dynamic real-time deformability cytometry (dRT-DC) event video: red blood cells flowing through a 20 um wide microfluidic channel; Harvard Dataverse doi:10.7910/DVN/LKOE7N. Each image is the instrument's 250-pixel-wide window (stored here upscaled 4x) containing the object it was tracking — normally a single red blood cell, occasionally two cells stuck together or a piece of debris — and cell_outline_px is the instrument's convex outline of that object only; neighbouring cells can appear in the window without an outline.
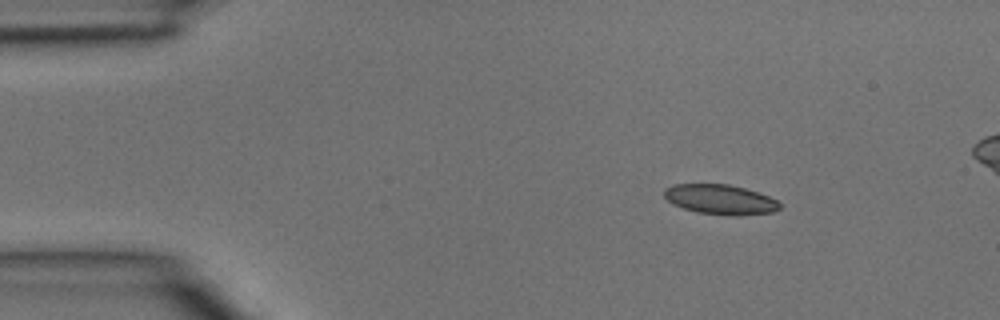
{"species": "common noctule bat (a hibernating species)", "species_latin": "Nyctalus noctula", "temperature_condition": "room temperature", "stored_images_in_passage": 4, "camera_frame_rate_fps": 3000, "um_per_image_px": 0.085, "animal": {"sex": "male", "body_mass_g": 15.6}, "frame": {"image": 1, "passage_image": 1, "time_ms": 0.0, "image_size_px": [1000, 320], "cell_outline_px": [[780, 208], [772, 212], [736, 216], [732, 216], [696, 212], [672, 204], [664, 196], [664, 188], [672, 184], [728, 184], [760, 192], [776, 200], [780, 204]], "centroid_in_image_um": [61.21, 16.95], "position_along_channel_um": 23.8, "area_um2": 20.17}}
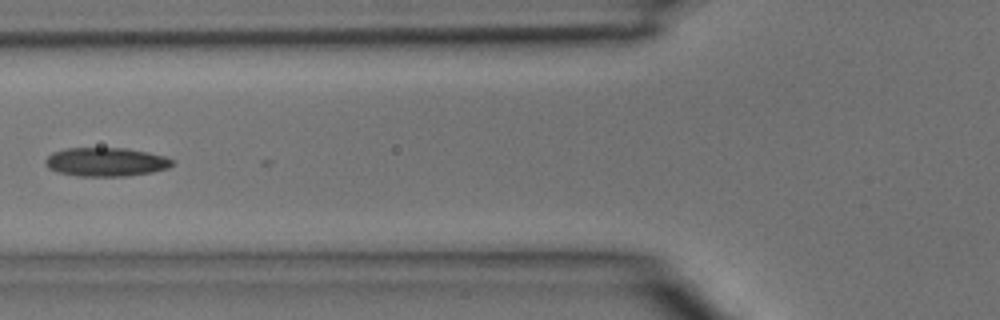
{"frame": {"image": 2, "passage_image": 4, "time_ms": 1.0, "image_size_px": [1000, 320], "cell_outline_px": [[176, 160], [168, 168], [152, 172], [124, 176], [76, 176], [60, 172], [48, 168], [44, 164], [44, 160], [52, 152], [64, 148], [124, 148], [148, 152], [164, 156]], "centroid_in_image_um": [8.99, 13.76], "position_along_channel_um": 116.8, "area_um2": 21.33}}